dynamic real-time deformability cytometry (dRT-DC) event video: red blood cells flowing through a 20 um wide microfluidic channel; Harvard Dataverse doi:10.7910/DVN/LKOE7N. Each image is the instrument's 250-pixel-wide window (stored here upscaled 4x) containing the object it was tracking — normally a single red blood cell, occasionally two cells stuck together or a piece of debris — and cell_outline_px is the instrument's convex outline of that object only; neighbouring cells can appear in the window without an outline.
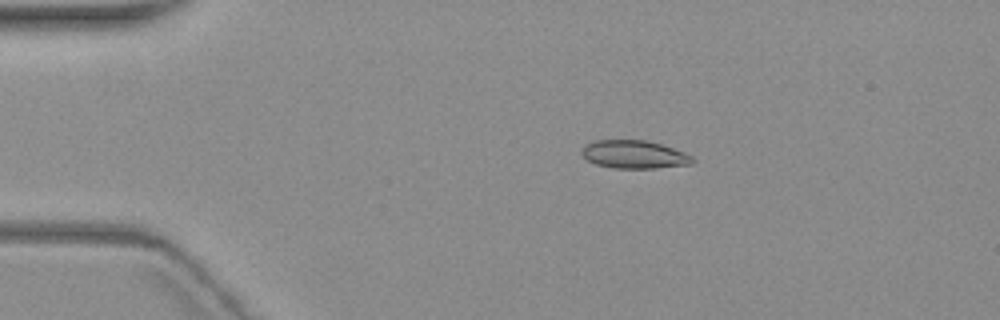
{"species": "common noctule bat (a hibernating species)", "species_latin": "Nyctalus noctula", "temperature_condition": "warm", "stored_images_in_passage": 4, "camera_frame_rate_fps": 3000, "um_per_image_px": 0.085, "animal": {"sex": "female", "body_mass_g": 19.3, "forearm_length_mm": 54.1}, "frame": {"image": 1, "passage_image": 1, "time_ms": 0.0, "image_size_px": [1000, 320], "cell_outline_px": [[696, 160], [692, 164], [656, 168], [612, 168], [596, 164], [588, 160], [580, 152], [588, 144], [596, 140], [644, 140], [660, 144], [684, 152], [692, 156]], "centroid_in_image_um": [53.94, 13.14], "position_along_channel_um": 31.1, "area_um2": 17.98}}
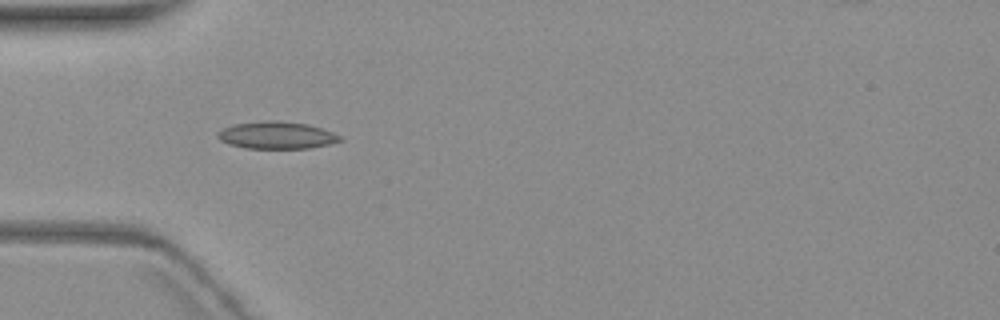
{"frame": {"image": 2, "passage_image": 3, "time_ms": 2.333, "image_size_px": [1000, 320], "cell_outline_px": [[344, 140], [332, 144], [308, 148], [244, 148], [228, 144], [220, 140], [216, 136], [216, 132], [232, 124], [268, 120], [276, 120], [308, 124], [332, 132], [340, 136]], "centroid_in_image_um": [23.5, 11.49], "position_along_channel_um": 61.5, "area_um2": 19.54}}
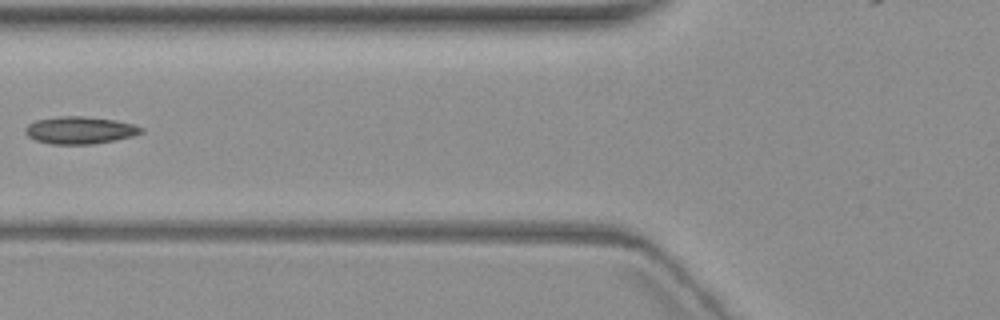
{"frame": {"image": 3, "passage_image": 4, "time_ms": 4.0, "image_size_px": [1000, 320], "cell_outline_px": [[144, 132], [132, 136], [116, 140], [92, 144], [48, 144], [36, 140], [28, 136], [24, 132], [24, 128], [28, 124], [36, 120], [60, 116], [84, 116], [116, 120], [132, 124], [144, 128]], "centroid_in_image_um": [6.78, 11.07], "position_along_channel_um": 119.0, "area_um2": 18.55}}